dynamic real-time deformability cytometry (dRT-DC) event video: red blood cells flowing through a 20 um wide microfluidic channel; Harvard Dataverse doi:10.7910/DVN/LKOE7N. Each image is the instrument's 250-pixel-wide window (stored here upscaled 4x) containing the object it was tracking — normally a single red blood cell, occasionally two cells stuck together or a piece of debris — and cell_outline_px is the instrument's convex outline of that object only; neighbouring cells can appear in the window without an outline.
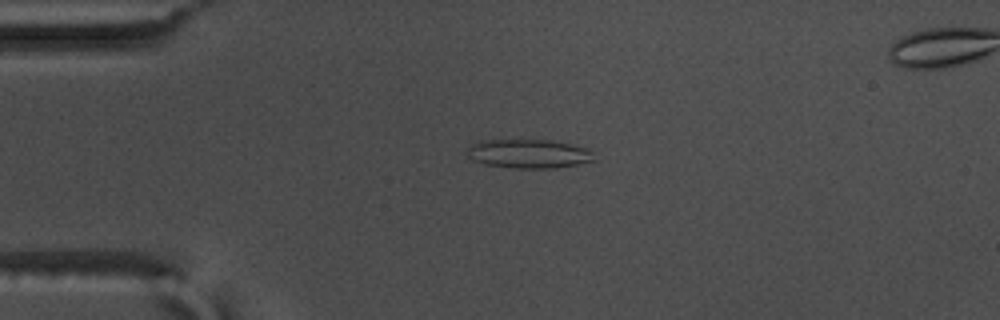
{"species": "common noctule bat (a hibernating species)", "species_latin": "Nyctalus noctula", "temperature_condition": "warm", "stored_images_in_passage": 56, "camera_frame_rate_fps": 3000, "um_per_image_px": 0.085, "animal": {"sex": "male", "body_mass_g": 17.5, "forearm_length_mm": 52.3}, "frame": {"image": 1, "passage_image": 13, "time_ms": 4.0, "image_size_px": [1000, 320], "cell_outline_px": [[596, 160], [556, 168], [512, 168], [484, 164], [472, 160], [468, 156], [468, 148], [472, 144], [480, 140], [548, 140], [568, 144], [584, 148], [592, 152]], "centroid_in_image_um": [44.9, 13.07], "position_along_channel_um": 40.1, "area_um2": 21.21}}
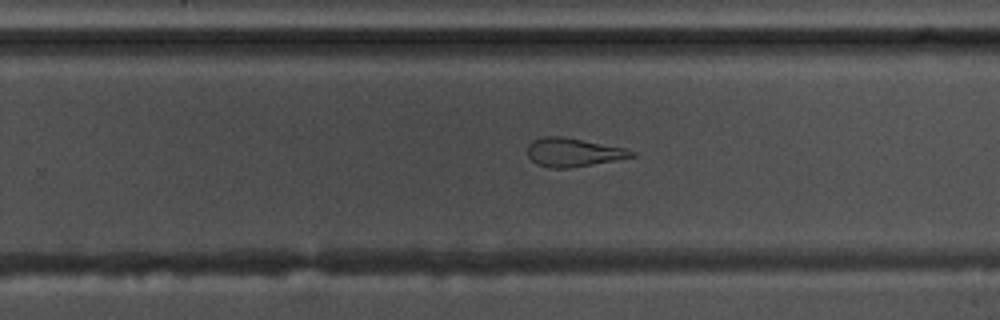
{"frame": {"image": 2, "passage_image": 35, "time_ms": 11.333, "image_size_px": [1000, 320], "cell_outline_px": [[636, 156], [616, 160], [568, 168], [548, 168], [536, 164], [528, 156], [528, 144], [532, 140], [544, 136], [560, 136], [624, 148], [636, 152]], "centroid_in_image_um": [48.69, 12.95], "position_along_channel_um": 281.1, "area_um2": 17.17}}
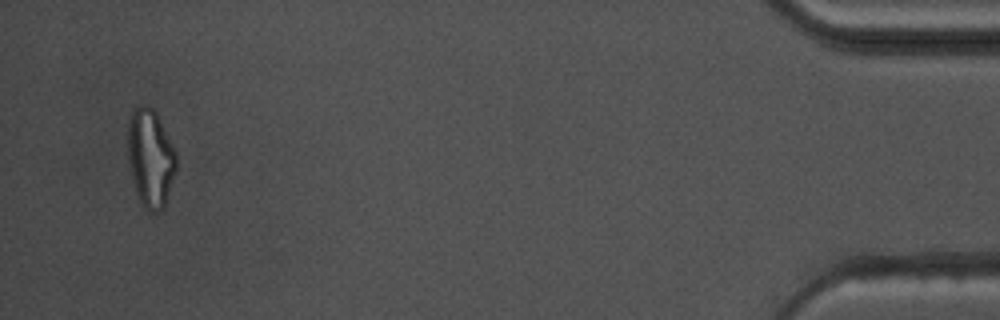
{"frame": {"image": 3, "passage_image": 53, "time_ms": 17.333, "image_size_px": [1000, 320], "cell_outline_px": [[176, 168], [164, 208], [156, 212], [148, 212], [140, 204], [136, 192], [128, 160], [128, 124], [132, 112], [140, 104], [144, 104], [152, 108], [156, 112], [176, 152]], "centroid_in_image_um": [12.78, 13.45], "position_along_channel_um": 422.4, "area_um2": 27.57}}